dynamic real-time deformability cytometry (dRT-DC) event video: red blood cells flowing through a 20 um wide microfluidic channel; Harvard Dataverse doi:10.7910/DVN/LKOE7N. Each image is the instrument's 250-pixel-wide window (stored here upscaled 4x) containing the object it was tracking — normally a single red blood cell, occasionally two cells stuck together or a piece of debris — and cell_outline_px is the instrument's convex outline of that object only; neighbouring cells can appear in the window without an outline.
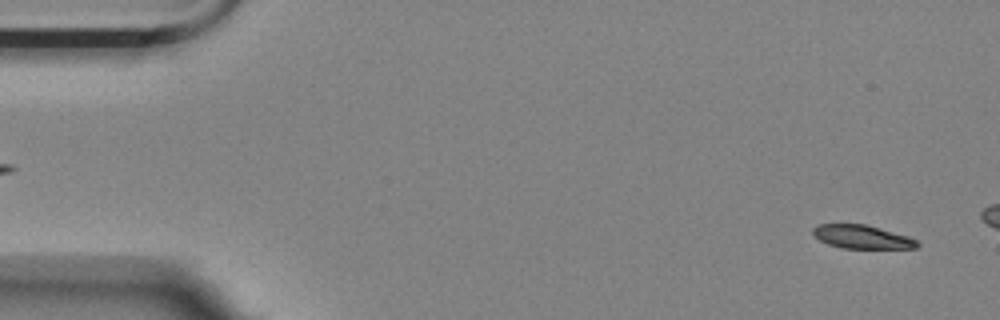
{"species": "Egyptian fruit bat (a non-hibernating species)", "species_latin": "Rousettus aegyptiacus", "temperature_condition": "room temperature", "stored_images_in_passage": 5, "segment_of_instrument_passage": [2, 2], "camera_frame_rate_fps": 3000, "um_per_image_px": 0.085, "animal": {"sex": "female"}, "frame": {"image": 1, "passage_image": 5, "time_ms": 4.333, "image_size_px": [1000, 320], "cell_outline_px": [[920, 244], [916, 248], [840, 248], [828, 244], [820, 240], [812, 232], [812, 228], [816, 224], [864, 224], [880, 228], [908, 236], [916, 240]], "centroid_in_image_um": [73.25, 20.13], "position_along_channel_um": 11.7, "area_um2": 14.22}}